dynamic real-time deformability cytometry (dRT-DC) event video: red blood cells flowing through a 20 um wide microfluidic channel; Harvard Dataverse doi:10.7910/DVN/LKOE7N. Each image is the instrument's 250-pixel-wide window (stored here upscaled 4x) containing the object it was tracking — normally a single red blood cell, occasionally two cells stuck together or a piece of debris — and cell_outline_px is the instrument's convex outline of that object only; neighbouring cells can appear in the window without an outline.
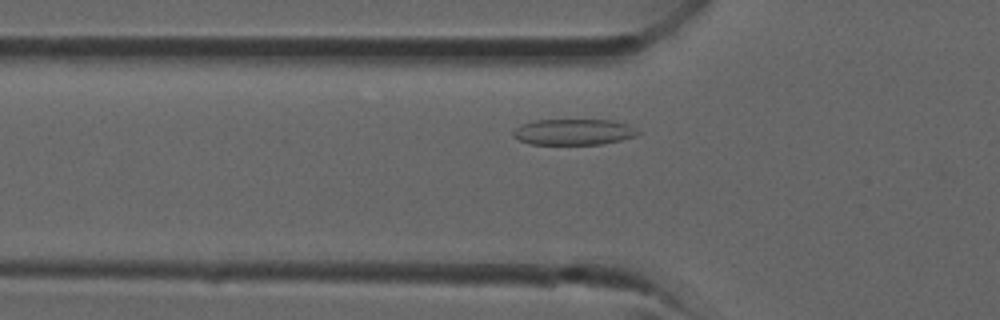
{"species": "common noctule bat (a hibernating species)", "species_latin": "Nyctalus noctula", "temperature_condition": "room temperature", "stored_images_in_passage": 26, "camera_frame_rate_fps": 3000, "um_per_image_px": 0.085, "animal": {"sex": "male", "forearm_length_mm": 52.5}, "frame": {"image": 1, "passage_image": 4, "time_ms": 1.0, "image_size_px": [1000, 320], "cell_outline_px": [[640, 132], [636, 136], [620, 140], [600, 144], [532, 144], [520, 140], [512, 136], [512, 132], [516, 128], [524, 124], [536, 120], [612, 120], [628, 124]], "centroid_in_image_um": [48.77, 11.21], "position_along_channel_um": 77.0, "area_um2": 18.67}}
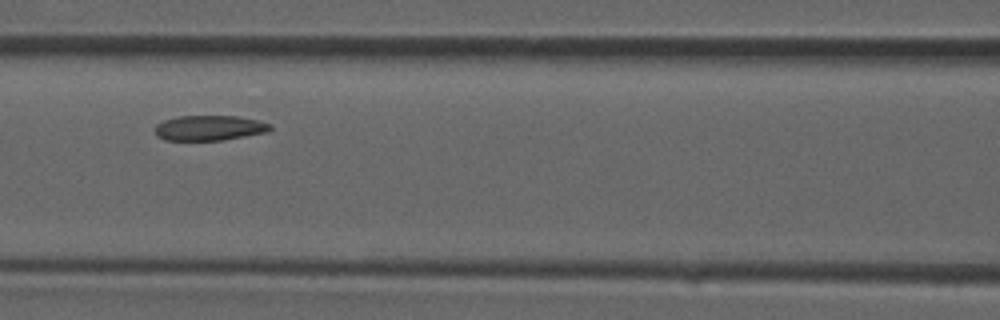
{"frame": {"image": 2, "passage_image": 8, "time_ms": 2.333, "image_size_px": [1000, 320], "cell_outline_px": [[272, 128], [268, 132], [224, 140], [164, 140], [156, 136], [156, 124], [164, 120], [176, 116], [236, 116], [256, 120], [272, 124]], "centroid_in_image_um": [17.8, 10.88], "position_along_channel_um": 148.8, "area_um2": 16.94}}
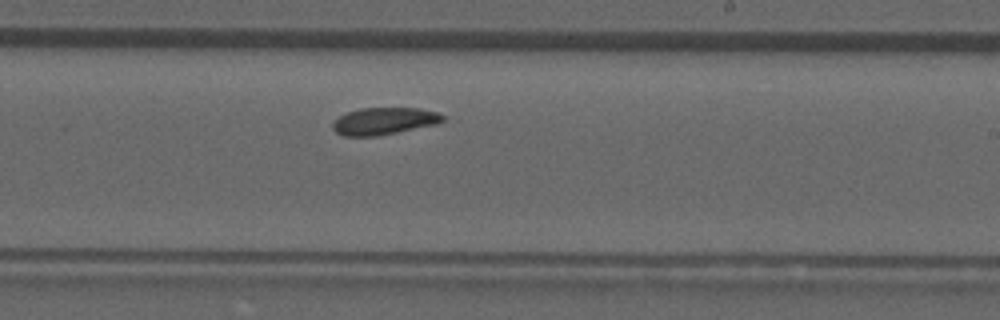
{"frame": {"image": 3, "passage_image": 14, "time_ms": 4.333, "image_size_px": [1000, 320], "cell_outline_px": [[444, 120], [436, 124], [376, 136], [344, 136], [336, 132], [332, 128], [332, 124], [340, 116], [348, 112], [360, 108], [420, 108], [436, 112], [444, 116]], "centroid_in_image_um": [32.63, 10.29], "position_along_channel_um": 256.4, "area_um2": 17.17}}